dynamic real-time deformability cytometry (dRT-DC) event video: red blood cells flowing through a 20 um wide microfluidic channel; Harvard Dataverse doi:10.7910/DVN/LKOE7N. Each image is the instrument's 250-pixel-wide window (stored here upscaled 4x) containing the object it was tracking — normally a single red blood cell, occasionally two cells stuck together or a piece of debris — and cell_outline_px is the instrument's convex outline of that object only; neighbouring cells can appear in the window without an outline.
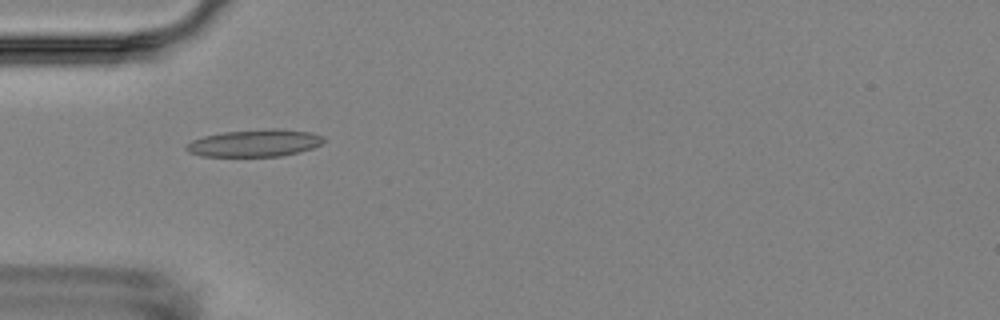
{"species": "Egyptian fruit bat (a non-hibernating species)", "species_latin": "Rousettus aegyptiacus", "temperature_condition": "room temperature", "stored_images_in_passage": 13, "camera_frame_rate_fps": 3000, "um_per_image_px": 0.085, "animal": {"sex": "female"}, "frame": {"image": 1, "passage_image": 3, "time_ms": 3.0, "image_size_px": [1000, 320], "cell_outline_px": [[324, 140], [320, 144], [312, 148], [300, 152], [280, 156], [200, 156], [188, 152], [184, 148], [184, 144], [192, 140], [204, 136], [224, 132], [272, 128], [276, 128], [312, 132], [324, 136]], "centroid_in_image_um": [21.63, 12.16], "position_along_channel_um": 63.4, "area_um2": 21.91}}
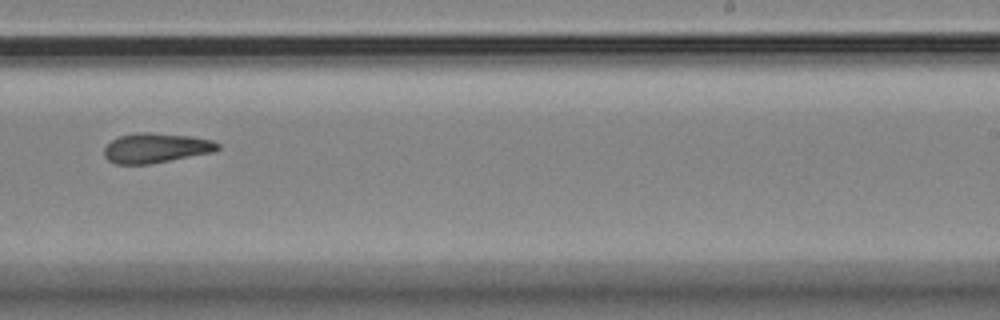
{"frame": {"image": 2, "passage_image": 8, "time_ms": 9.0, "image_size_px": [1000, 320], "cell_outline_px": [[220, 148], [216, 152], [148, 164], [116, 164], [108, 160], [104, 156], [104, 148], [112, 140], [120, 136], [136, 132], [148, 132], [188, 136], [212, 140], [220, 144]], "centroid_in_image_um": [13.27, 12.58], "position_along_channel_um": 275.7, "area_um2": 19.71}}
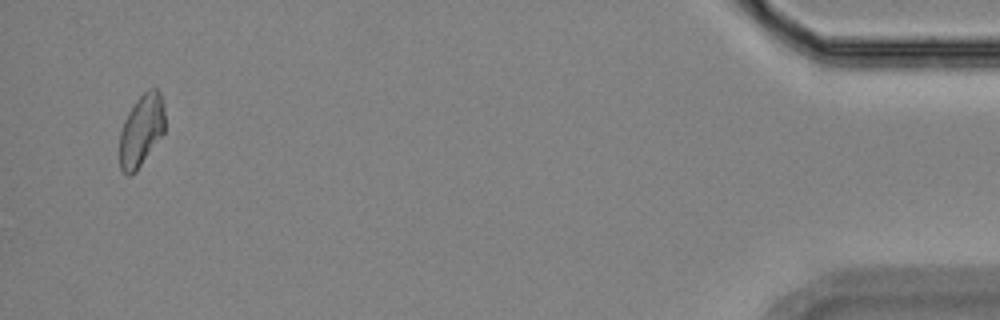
{"frame": {"image": 3, "passage_image": 13, "time_ms": 15.333, "image_size_px": [1000, 320], "cell_outline_px": [[164, 132], [136, 172], [128, 176], [120, 168], [120, 132], [124, 120], [128, 112], [136, 100], [148, 88], [156, 88], [160, 92], [164, 104]], "centroid_in_image_um": [12.02, 11.07], "position_along_channel_um": 423.2, "area_um2": 18.96}, "authors_computed_cell_mechanics": {"area_um2": 19.7098, "velocity_mm_per_s": 3.5561, "shape_relaxation_time_tau1_ms": 4.0937, "shape_relaxation_time_tau2_ms": 10.1725, "deformation_change_tau1": 0.1104, "deformation_change_tau2": 0.1554}}